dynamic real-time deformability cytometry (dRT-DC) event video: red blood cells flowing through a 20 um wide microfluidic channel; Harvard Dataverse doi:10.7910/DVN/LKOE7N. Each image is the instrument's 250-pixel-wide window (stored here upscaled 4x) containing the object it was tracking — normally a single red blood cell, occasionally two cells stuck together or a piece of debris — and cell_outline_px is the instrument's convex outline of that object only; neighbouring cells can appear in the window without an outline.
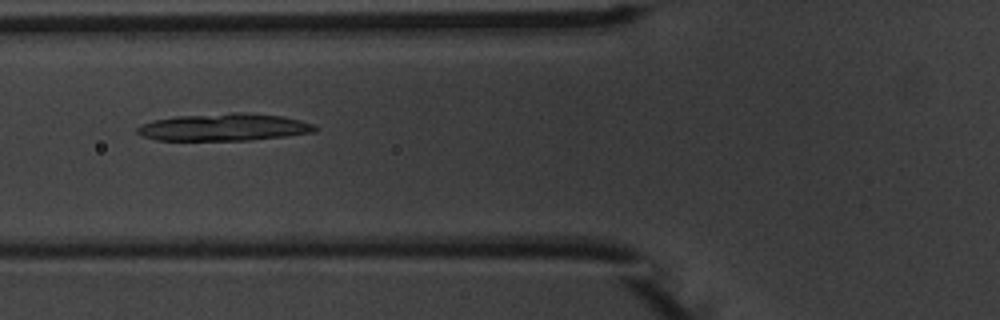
{"species": "common noctule bat (a hibernating species)", "species_latin": "Nyctalus noctula", "temperature_condition": "warm", "stored_images_in_passage": 3, "camera_frame_rate_fps": 3000, "um_per_image_px": 0.085, "animal": {"sex": "male", "body_mass_g": 20.1, "forearm_length_mm": 53.5}, "frame": {"image": 1, "passage_image": 2, "time_ms": 1.333, "image_size_px": [1000, 320], "cell_outline_px": [[316, 132], [284, 136], [248, 140], [156, 140], [140, 136], [136, 132], [136, 128], [140, 124], [152, 120], [176, 116], [232, 112], [244, 112], [284, 116], [300, 120], [312, 124], [316, 128]], "centroid_in_image_um": [18.98, 10.8], "position_along_channel_um": 106.8, "area_um2": 28.44}}
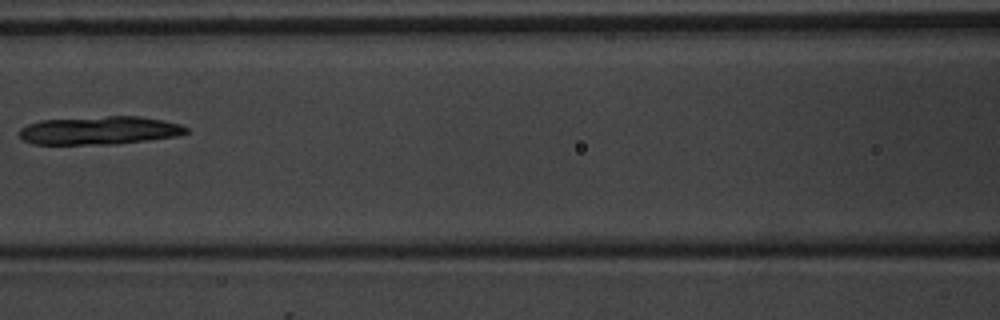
{"frame": {"image": 2, "passage_image": 3, "time_ms": 2.667, "image_size_px": [1000, 320], "cell_outline_px": [[188, 132], [176, 136], [116, 144], [36, 144], [24, 140], [20, 136], [20, 128], [28, 124], [40, 120], [108, 116], [140, 116], [164, 120], [180, 124], [188, 128]], "centroid_in_image_um": [8.47, 11.08], "position_along_channel_um": 158.1, "area_um2": 27.34}}